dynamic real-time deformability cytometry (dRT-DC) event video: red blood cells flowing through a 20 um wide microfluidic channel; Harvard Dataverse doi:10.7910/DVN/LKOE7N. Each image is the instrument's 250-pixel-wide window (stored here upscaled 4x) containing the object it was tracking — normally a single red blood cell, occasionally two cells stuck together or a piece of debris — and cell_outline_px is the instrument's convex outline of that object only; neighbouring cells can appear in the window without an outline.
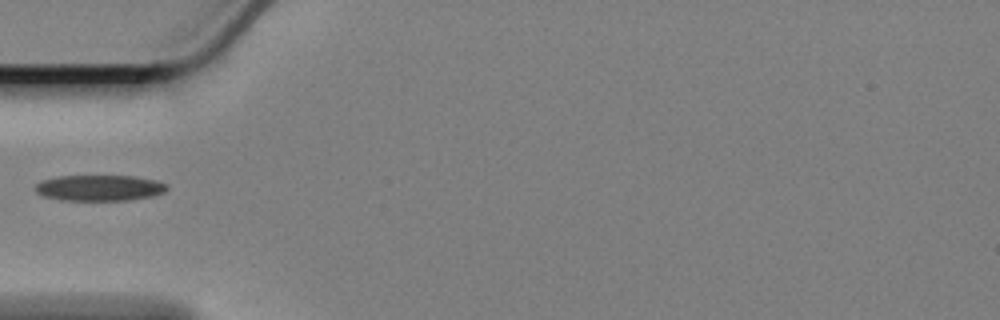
{"species": "Egyptian fruit bat (a non-hibernating species)", "species_latin": "Rousettus aegyptiacus", "temperature_condition": "cold", "stored_images_in_passage": 33, "camera_frame_rate_fps": 3000, "um_per_image_px": 0.085, "animal": {"sex": "female"}, "frame": {"image": 1, "passage_image": 1, "time_ms": 0.0, "image_size_px": [1000, 320], "cell_outline_px": [[168, 188], [164, 192], [152, 196], [128, 200], [60, 200], [44, 196], [36, 192], [36, 184], [40, 180], [56, 176], [136, 176], [156, 180], [168, 184]], "centroid_in_image_um": [8.46, 15.96], "position_along_channel_um": 76.5, "area_um2": 19.94}}